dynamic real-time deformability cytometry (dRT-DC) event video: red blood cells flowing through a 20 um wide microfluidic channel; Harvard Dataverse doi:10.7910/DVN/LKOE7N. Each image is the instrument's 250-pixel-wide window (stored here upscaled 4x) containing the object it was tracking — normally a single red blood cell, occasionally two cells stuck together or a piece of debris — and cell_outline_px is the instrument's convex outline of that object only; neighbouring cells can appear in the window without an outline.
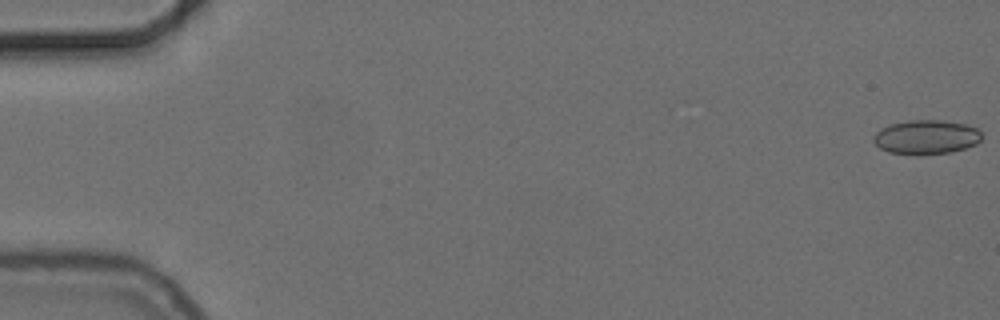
{"species": "common noctule bat (a hibernating species)", "species_latin": "Nyctalus noctula", "temperature_condition": "cold", "stored_images_in_passage": 56, "camera_frame_rate_fps": 3000, "um_per_image_px": 0.085, "animal": {"sex": "female", "body_mass_g": 24.6, "forearm_length_mm": 56.2}, "frame": {"image": 1, "passage_image": 1, "time_ms": 0.0, "image_size_px": [1000, 320], "cell_outline_px": [[980, 140], [976, 144], [952, 152], [916, 156], [888, 152], [880, 148], [872, 140], [872, 136], [880, 128], [888, 124], [912, 120], [944, 120], [964, 124], [976, 128], [980, 132]], "centroid_in_image_um": [78.67, 11.66], "position_along_channel_um": 6.3, "area_um2": 21.85}}
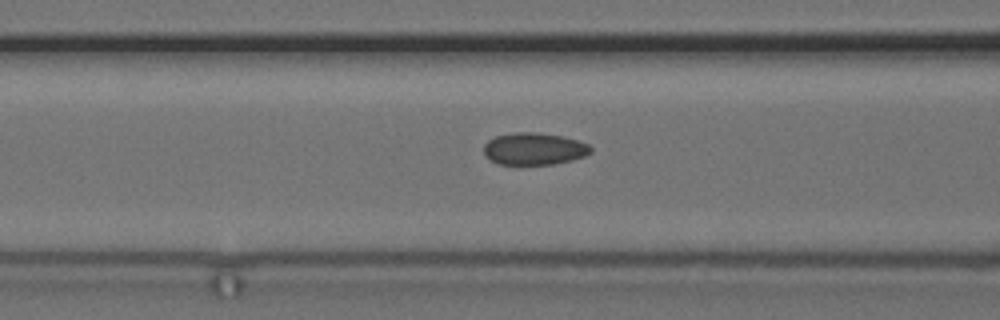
{"frame": {"image": 2, "passage_image": 23, "time_ms": 7.333, "image_size_px": [1000, 320], "cell_outline_px": [[592, 152], [584, 156], [572, 160], [556, 164], [500, 164], [484, 156], [484, 144], [488, 140], [496, 136], [512, 132], [536, 132], [564, 136], [588, 144], [592, 148]], "centroid_in_image_um": [45.4, 12.64], "position_along_channel_um": 121.2, "area_um2": 20.11}}
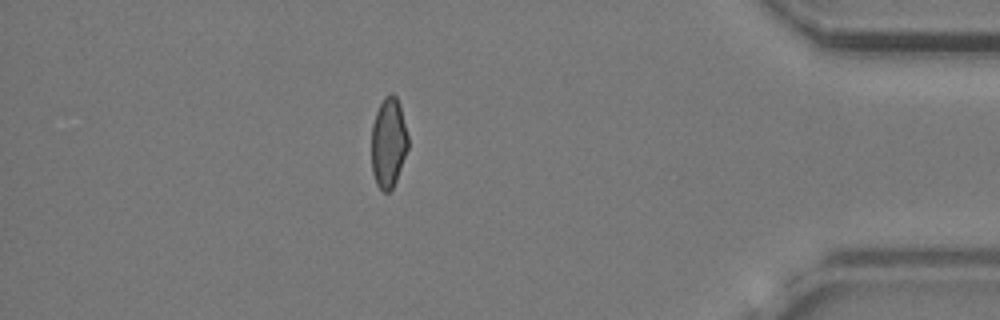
{"frame": {"image": 3, "passage_image": 49, "time_ms": 16.0, "image_size_px": [1000, 320], "cell_outline_px": [[408, 148], [396, 180], [392, 188], [388, 192], [384, 192], [376, 184], [372, 172], [372, 124], [376, 112], [384, 96], [388, 92], [392, 92], [396, 96], [400, 104], [408, 136]], "centroid_in_image_um": [33.02, 12.09], "position_along_channel_um": 402.2, "area_um2": 19.25}, "authors_computed_cell_mechanics": {"area_um2": 20.6346, "velocity_mm_per_s": 3.7172, "shape_relaxation_time_tau1_ms": null, "shape_relaxation_time_tau2_ms": 1.8414, "deformation_change_tau1": null, "deformation_change_tau2": 0.0615}}